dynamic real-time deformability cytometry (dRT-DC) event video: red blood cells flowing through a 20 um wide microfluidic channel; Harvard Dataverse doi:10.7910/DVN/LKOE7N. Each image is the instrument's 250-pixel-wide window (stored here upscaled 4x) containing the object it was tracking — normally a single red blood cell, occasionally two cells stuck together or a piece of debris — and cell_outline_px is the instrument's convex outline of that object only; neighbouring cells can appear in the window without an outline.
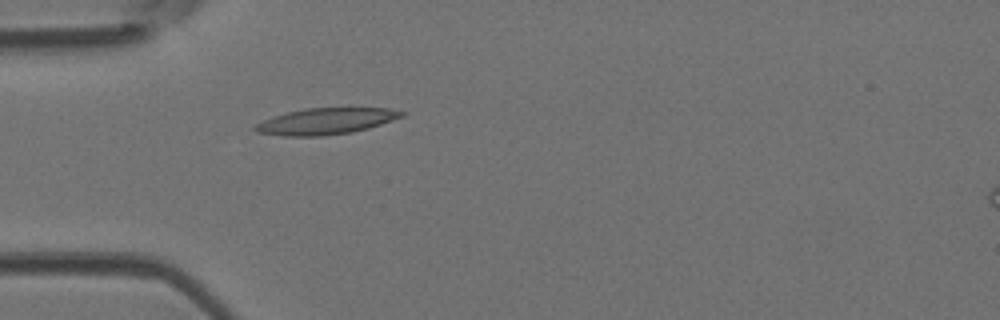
{"species": "Egyptian fruit bat (a non-hibernating species)", "species_latin": "Rousettus aegyptiacus", "temperature_condition": "room temperature", "stored_images_in_passage": 1, "camera_frame_rate_fps": 3000, "um_per_image_px": 0.085, "animal": {"sex": "female"}, "frame": {"image": 1, "passage_image": 1, "time_ms": 0.0, "image_size_px": [1000, 320], "cell_outline_px": [[408, 112], [404, 116], [368, 128], [352, 132], [320, 136], [284, 136], [256, 132], [252, 128], [256, 124], [272, 116], [304, 108], [388, 108]], "centroid_in_image_um": [27.7, 10.3], "position_along_channel_um": 57.3, "area_um2": 22.43}}